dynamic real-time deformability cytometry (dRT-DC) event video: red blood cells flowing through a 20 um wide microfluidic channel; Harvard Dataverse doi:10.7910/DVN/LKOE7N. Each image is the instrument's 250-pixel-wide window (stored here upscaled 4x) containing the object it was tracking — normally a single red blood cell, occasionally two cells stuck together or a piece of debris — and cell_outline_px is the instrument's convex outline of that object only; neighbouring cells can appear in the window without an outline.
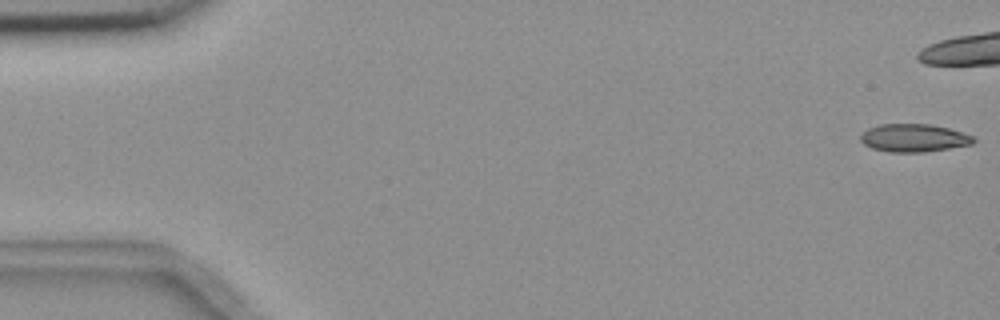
{"species": "common noctule bat (a hibernating species)", "species_latin": "Nyctalus noctula", "temperature_condition": "room temperature", "stored_images_in_passage": 4, "camera_frame_rate_fps": 3000, "um_per_image_px": 0.085, "animal": {"sex": "female", "body_mass_g": 18.4}, "frame": {"image": 1, "passage_image": 1, "time_ms": 0.0, "image_size_px": [1000, 320], "cell_outline_px": [[976, 140], [972, 144], [924, 152], [892, 152], [872, 148], [864, 144], [860, 140], [860, 136], [868, 128], [880, 124], [932, 124], [948, 128], [972, 136]], "centroid_in_image_um": [77.66, 11.72], "position_along_channel_um": 7.3, "area_um2": 18.21}}